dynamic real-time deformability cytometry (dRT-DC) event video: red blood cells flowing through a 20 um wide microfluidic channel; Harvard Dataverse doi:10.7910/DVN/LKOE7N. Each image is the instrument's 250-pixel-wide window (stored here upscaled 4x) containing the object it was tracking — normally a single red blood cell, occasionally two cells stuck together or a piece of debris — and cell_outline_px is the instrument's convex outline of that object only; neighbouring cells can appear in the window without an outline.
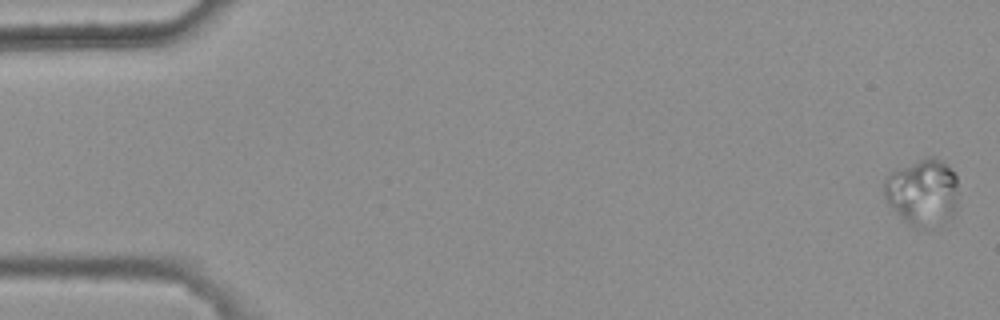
{"species": "common noctule bat (a hibernating species)", "species_latin": "Nyctalus noctula", "temperature_condition": "warm", "stored_images_in_passage": 6, "camera_frame_rate_fps": 3000, "um_per_image_px": 0.085, "animal": {"sex": "female", "body_mass_g": 25.1}, "frame": {"image": 1, "passage_image": 1, "time_ms": 0.0, "image_size_px": [1000, 320], "cell_outline_px": [[956, 212], [952, 216], [916, 228], [908, 224], [888, 204], [884, 196], [884, 180], [888, 172], [928, 156], [936, 156], [956, 176]], "centroid_in_image_um": [78.36, 16.29], "position_along_channel_um": 6.6, "area_um2": 28.21}}
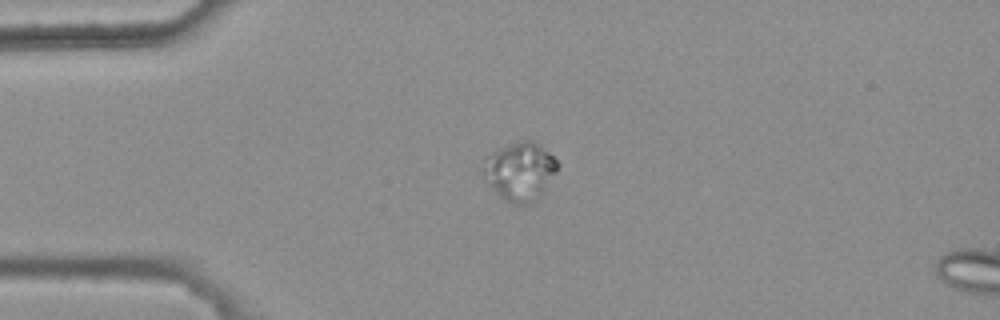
{"frame": {"image": 2, "passage_image": 4, "time_ms": 1.0, "image_size_px": [1000, 320], "cell_outline_px": [[560, 164], [556, 172], [544, 192], [540, 196], [528, 204], [516, 204], [504, 200], [500, 196], [480, 172], [488, 156], [492, 152], [520, 140], [532, 140], [548, 152]], "centroid_in_image_um": [44.21, 14.57], "position_along_channel_um": 40.8, "area_um2": 24.91}}